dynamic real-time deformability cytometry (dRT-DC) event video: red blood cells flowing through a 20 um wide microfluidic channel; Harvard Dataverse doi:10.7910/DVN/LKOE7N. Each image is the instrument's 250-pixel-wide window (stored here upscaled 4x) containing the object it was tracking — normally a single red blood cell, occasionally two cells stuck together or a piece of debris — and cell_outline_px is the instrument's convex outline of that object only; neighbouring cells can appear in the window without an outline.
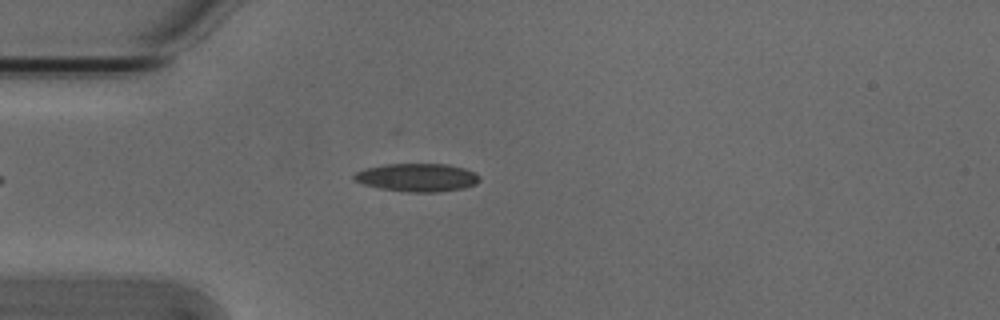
{"species": "Egyptian fruit bat (a non-hibernating species)", "species_latin": "Rousettus aegyptiacus", "temperature_condition": "cold", "stored_images_in_passage": 42, "camera_frame_rate_fps": 3000, "um_per_image_px": 0.085, "animal": {"sex": "male"}, "frame": {"image": 1, "passage_image": 9, "time_ms": 2.667, "image_size_px": [1000, 320], "cell_outline_px": [[480, 180], [476, 184], [464, 188], [436, 192], [408, 192], [380, 188], [364, 184], [356, 180], [352, 176], [356, 172], [368, 168], [388, 164], [448, 164], [464, 168], [476, 172], [480, 176]], "centroid_in_image_um": [35.52, 15.08], "position_along_channel_um": 49.5, "area_um2": 20.46}}
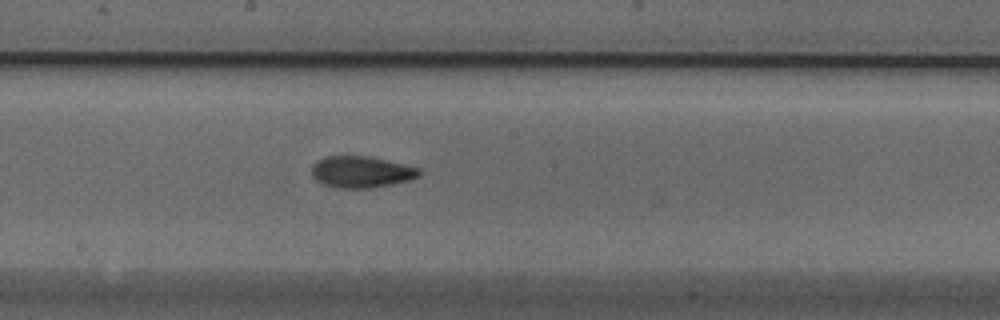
{"frame": {"image": 2, "passage_image": 23, "time_ms": 7.333, "image_size_px": [1000, 320], "cell_outline_px": [[420, 176], [408, 180], [392, 184], [372, 188], [336, 188], [324, 184], [316, 180], [312, 176], [312, 164], [316, 160], [324, 156], [368, 156], [420, 168]], "centroid_in_image_um": [30.67, 14.61], "position_along_channel_um": 217.5, "area_um2": 19.77}}
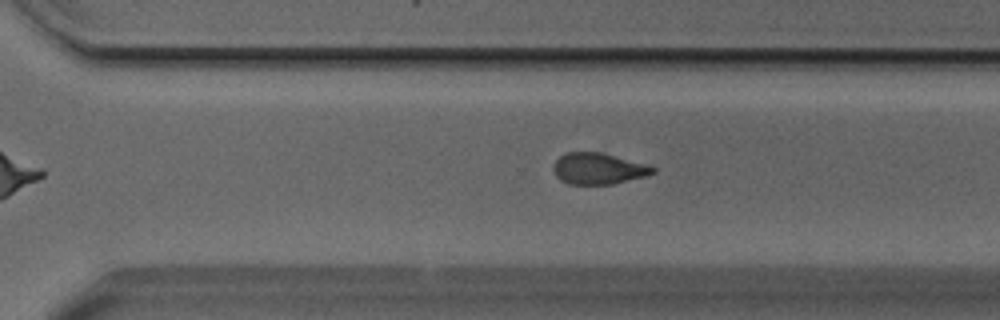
{"frame": {"image": 3, "passage_image": 31, "time_ms": 10.0, "image_size_px": [1000, 320], "cell_outline_px": [[656, 172], [644, 176], [612, 184], [568, 184], [560, 180], [556, 176], [552, 168], [556, 160], [560, 156], [568, 152], [600, 152], [644, 164], [656, 168]], "centroid_in_image_um": [50.81, 14.34], "position_along_channel_um": 319.8, "area_um2": 17.86}}